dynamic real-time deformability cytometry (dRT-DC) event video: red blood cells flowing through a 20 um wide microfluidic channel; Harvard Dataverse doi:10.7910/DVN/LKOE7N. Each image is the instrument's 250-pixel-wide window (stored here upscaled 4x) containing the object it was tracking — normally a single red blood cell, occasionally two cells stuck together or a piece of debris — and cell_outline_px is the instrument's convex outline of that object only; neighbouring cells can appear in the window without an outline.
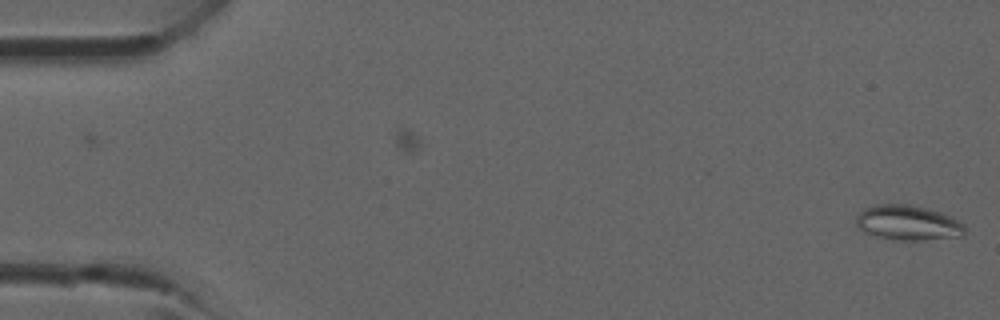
{"species": "common noctule bat (a hibernating species)", "species_latin": "Nyctalus noctula", "temperature_condition": "room temperature", "stored_images_in_passage": 2, "camera_frame_rate_fps": 3000, "um_per_image_px": 0.085, "animal": {"sex": "male", "forearm_length_mm": 52.5}, "frame": {"image": 1, "passage_image": 2, "time_ms": 0.333, "image_size_px": [1000, 320], "cell_outline_px": [[964, 236], [924, 240], [896, 240], [876, 236], [864, 232], [856, 224], [856, 216], [864, 208], [872, 204], [908, 204], [928, 208], [940, 212], [964, 224]], "centroid_in_image_um": [77.15, 18.93], "position_along_channel_um": 7.9, "area_um2": 22.2}}